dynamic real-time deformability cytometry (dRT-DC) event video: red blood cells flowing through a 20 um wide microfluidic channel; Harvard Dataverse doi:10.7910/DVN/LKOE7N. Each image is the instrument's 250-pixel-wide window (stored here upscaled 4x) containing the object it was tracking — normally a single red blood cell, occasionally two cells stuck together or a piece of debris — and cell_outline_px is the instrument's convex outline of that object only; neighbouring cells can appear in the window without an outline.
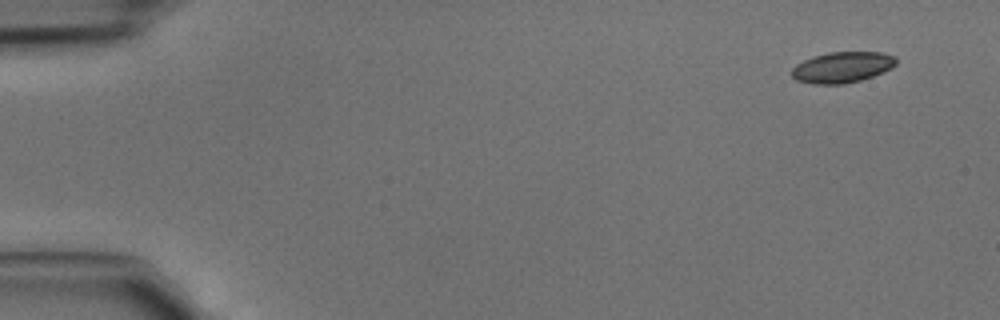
{"species": "common noctule bat (a hibernating species)", "species_latin": "Nyctalus noctula", "temperature_condition": "cold", "stored_images_in_passage": 44, "camera_frame_rate_fps": 3000, "um_per_image_px": 0.085, "animal": {"sex": "male", "body_mass_g": 15.6}, "frame": {"image": 1, "passage_image": 1, "time_ms": 0.0, "image_size_px": [1000, 320], "cell_outline_px": [[896, 64], [892, 68], [884, 72], [860, 80], [844, 84], [812, 84], [796, 80], [792, 76], [792, 68], [796, 64], [812, 56], [828, 52], [884, 52], [896, 56]], "centroid_in_image_um": [71.6, 5.71], "position_along_channel_um": 13.4, "area_um2": 18.96}}
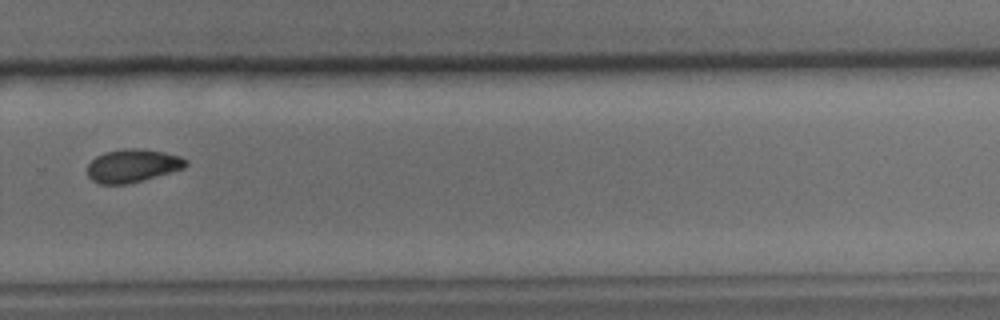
{"frame": {"image": 2, "passage_image": 30, "time_ms": 9.667, "image_size_px": [1000, 320], "cell_outline_px": [[188, 164], [184, 168], [140, 180], [124, 184], [100, 184], [92, 180], [88, 176], [88, 164], [96, 156], [104, 152], [124, 148], [136, 148], [164, 152], [180, 156], [188, 160]], "centroid_in_image_um": [11.25, 14.07], "position_along_channel_um": 318.5, "area_um2": 18.79}}
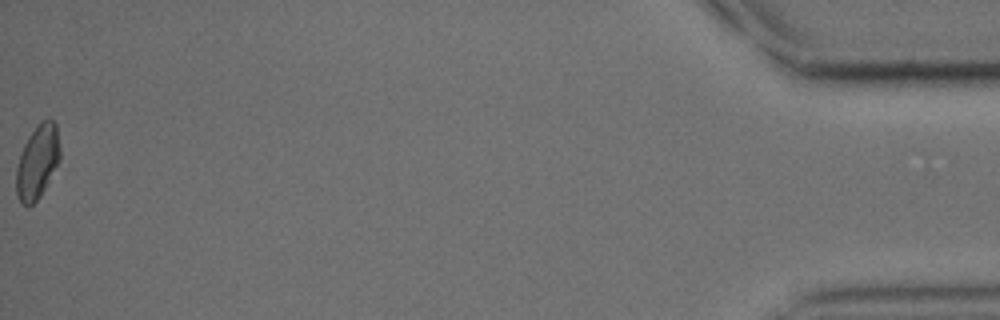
{"frame": {"image": 3, "passage_image": 44, "time_ms": 14.333, "image_size_px": [1000, 320], "cell_outline_px": [[60, 160], [40, 196], [28, 208], [20, 204], [16, 196], [16, 168], [20, 152], [28, 136], [36, 124], [40, 120], [52, 120], [56, 124], [60, 148]], "centroid_in_image_um": [3.16, 13.77], "position_along_channel_um": 432.0, "area_um2": 19.07}}